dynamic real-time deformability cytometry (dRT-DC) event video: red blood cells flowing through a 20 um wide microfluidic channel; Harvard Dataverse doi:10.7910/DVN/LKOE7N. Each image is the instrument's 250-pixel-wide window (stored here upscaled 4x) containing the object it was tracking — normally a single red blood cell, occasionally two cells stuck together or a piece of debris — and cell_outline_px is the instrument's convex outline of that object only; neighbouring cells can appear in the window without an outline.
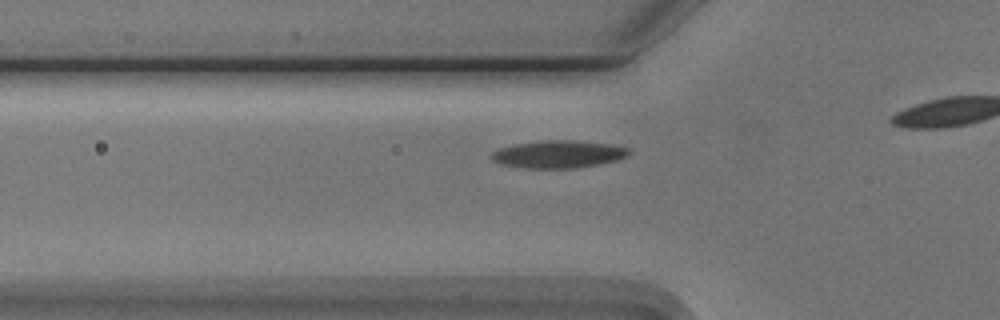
{"species": "Egyptian fruit bat (a non-hibernating species)", "species_latin": "Rousettus aegyptiacus", "temperature_condition": "cold", "stored_images_in_passage": 21, "camera_frame_rate_fps": 3000, "um_per_image_px": 0.085, "animal": {"sex": "male"}, "frame": {"image": 1, "passage_image": 15, "time_ms": 4.667, "image_size_px": [1000, 320], "cell_outline_px": [[632, 152], [628, 156], [620, 160], [600, 164], [576, 168], [524, 168], [500, 164], [492, 160], [488, 156], [496, 148], [512, 144], [540, 140], [576, 140], [612, 144], [628, 148]], "centroid_in_image_um": [47.45, 13.1], "position_along_channel_um": 78.4, "area_um2": 22.66}}
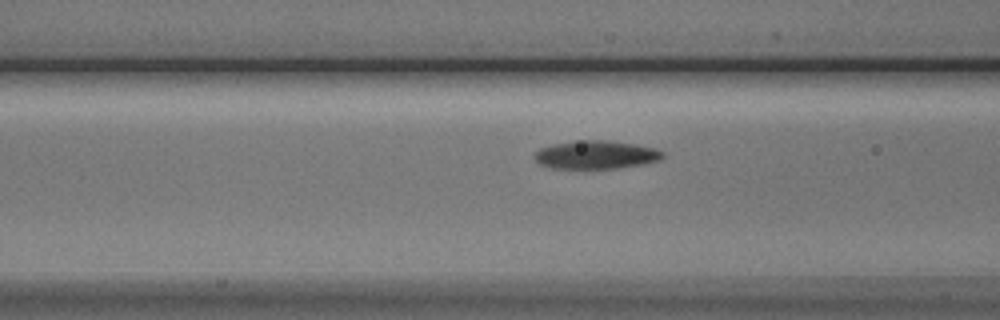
{"frame": {"image": 2, "passage_image": 18, "time_ms": 5.667, "image_size_px": [1000, 320], "cell_outline_px": [[664, 156], [660, 160], [644, 164], [616, 168], [552, 168], [540, 164], [532, 156], [540, 148], [552, 144], [584, 140], [608, 140], [636, 144], [656, 148], [664, 152]], "centroid_in_image_um": [50.68, 13.15], "position_along_channel_um": 115.9, "area_um2": 21.15}}